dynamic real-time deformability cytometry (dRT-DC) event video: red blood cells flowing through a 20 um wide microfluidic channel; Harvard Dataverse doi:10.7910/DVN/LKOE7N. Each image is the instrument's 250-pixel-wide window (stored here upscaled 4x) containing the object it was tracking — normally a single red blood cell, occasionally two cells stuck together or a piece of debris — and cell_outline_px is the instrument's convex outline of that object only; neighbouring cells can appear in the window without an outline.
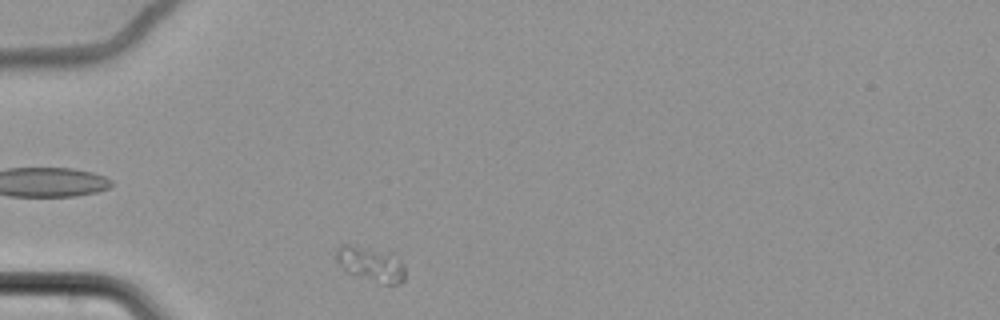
{"species": "common noctule bat (a hibernating species)", "species_latin": "Nyctalus noctula", "temperature_condition": "cold", "stored_images_in_passage": 39, "camera_frame_rate_fps": 3000, "um_per_image_px": 0.085, "animal": {"sex": "female", "body_mass_g": 22.7, "forearm_length_mm": 54.2}, "frame": {"image": 1, "passage_image": 1, "time_ms": 0.0, "image_size_px": [1000, 320], "cell_outline_px": [[404, 280], [400, 284], [380, 284], [352, 276], [336, 260], [336, 252], [340, 244], [348, 244], [388, 252], [400, 260], [404, 264]], "centroid_in_image_um": [31.52, 22.48], "position_along_channel_um": 53.5, "area_um2": 14.1}}
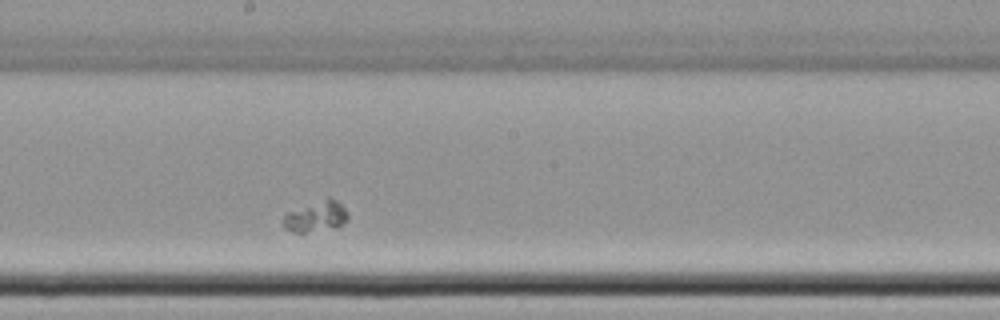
{"frame": {"image": 2, "passage_image": 18, "time_ms": 5.667, "image_size_px": [1000, 320], "cell_outline_px": [[348, 216], [340, 224], [304, 232], [292, 232], [284, 228], [284, 216], [288, 212], [328, 196], [336, 200], [348, 212]], "centroid_in_image_um": [26.82, 18.35], "position_along_channel_um": 221.4, "area_um2": 10.98}}
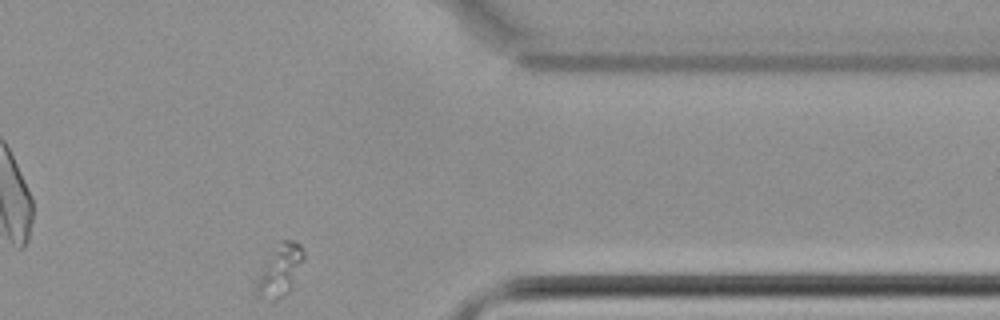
{"frame": {"image": 3, "passage_image": 34, "time_ms": 11.0, "image_size_px": [1000, 320], "cell_outline_px": [[304, 256], [292, 288], [284, 296], [272, 304], [256, 296], [256, 284], [260, 276], [280, 240], [292, 240], [300, 244], [304, 252]], "centroid_in_image_um": [23.82, 23.08], "position_along_channel_um": 387.6, "area_um2": 13.81}}